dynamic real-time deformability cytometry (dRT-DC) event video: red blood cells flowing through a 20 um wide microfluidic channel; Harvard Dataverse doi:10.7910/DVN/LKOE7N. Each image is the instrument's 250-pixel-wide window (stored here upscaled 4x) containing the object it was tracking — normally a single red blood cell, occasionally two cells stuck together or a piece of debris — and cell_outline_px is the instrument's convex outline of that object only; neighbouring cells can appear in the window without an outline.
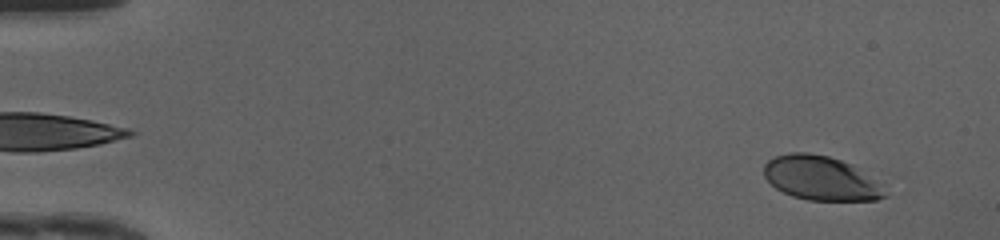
{"species": "human", "species_latin": "Homo sapiens", "temperature_condition": "cold", "stored_images_in_passage": 49, "camera_frame_rate_fps": 3000, "um_per_image_px": 0.085, "donor": {"sex": "female"}, "frame": {"image": 1, "passage_image": 3, "time_ms": 0.667, "image_size_px": [1000, 240], "cell_outline_px": [[888, 196], [876, 200], [808, 200], [792, 196], [776, 188], [764, 176], [764, 164], [768, 160], [776, 156], [792, 152], [808, 152], [828, 156], [852, 164], [884, 184]], "centroid_in_image_um": [69.83, 15.15], "position_along_channel_um": 15.2, "area_um2": 31.39}}
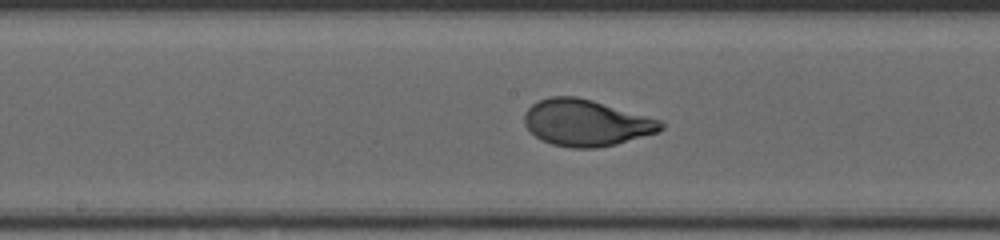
{"frame": {"image": 2, "passage_image": 26, "time_ms": 8.333, "image_size_px": [1000, 240], "cell_outline_px": [[664, 128], [656, 132], [616, 144], [596, 148], [572, 148], [552, 144], [540, 140], [524, 124], [524, 112], [532, 104], [540, 100], [552, 96], [576, 96], [592, 100], [660, 120], [664, 124]], "centroid_in_image_um": [49.79, 10.44], "position_along_channel_um": 198.4, "area_um2": 36.65}}
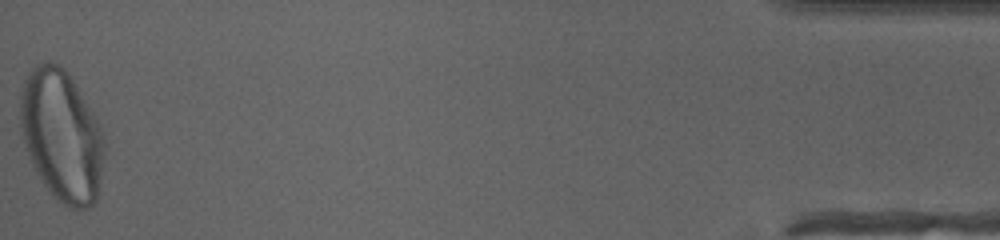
{"frame": {"image": 3, "passage_image": 49, "time_ms": 16.0, "image_size_px": [1000, 240], "cell_outline_px": [[104, 156], [96, 200], [88, 208], [68, 208], [56, 200], [48, 192], [36, 172], [32, 164], [24, 140], [20, 124], [20, 92], [24, 80], [28, 72], [36, 64], [60, 64], [68, 72], [100, 124], [104, 136]], "centroid_in_image_um": [5.24, 11.54], "position_along_channel_um": 430.0, "area_um2": 64.33}, "authors_computed_cell_mechanics": {"area_um2": 36.2984, "velocity_mm_per_s": 4.1722, "shape_relaxation_time_tau1_ms": 2.9484, "shape_relaxation_time_tau2_ms": null, "deformation_change_tau1": 0.1692, "deformation_change_tau2": null}}